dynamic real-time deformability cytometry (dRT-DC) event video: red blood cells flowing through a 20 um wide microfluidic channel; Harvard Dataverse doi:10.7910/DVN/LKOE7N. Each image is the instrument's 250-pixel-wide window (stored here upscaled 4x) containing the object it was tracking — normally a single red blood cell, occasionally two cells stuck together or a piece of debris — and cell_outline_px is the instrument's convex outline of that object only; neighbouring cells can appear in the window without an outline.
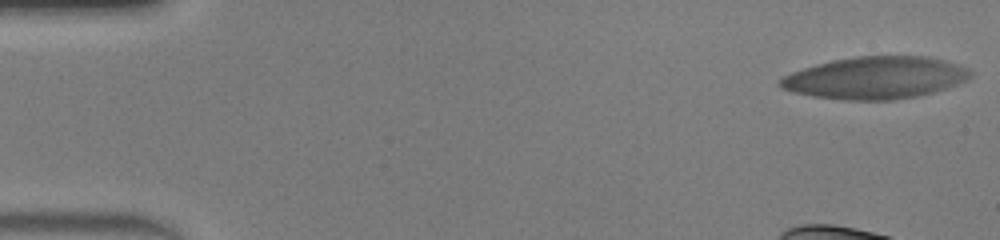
{"species": "human", "species_latin": "Homo sapiens", "temperature_condition": "warm", "stored_images_in_passage": 42, "camera_frame_rate_fps": 3000, "um_per_image_px": 0.085, "donor": {"sex": "male"}, "frame": {"image": 1, "passage_image": 1, "time_ms": 0.0, "image_size_px": [1000, 240], "cell_outline_px": [[972, 76], [968, 80], [948, 88], [916, 96], [892, 100], [844, 100], [812, 96], [792, 92], [780, 88], [776, 84], [776, 80], [792, 72], [816, 64], [832, 60], [856, 56], [928, 56], [944, 60], [968, 68], [972, 72]], "centroid_in_image_um": [74.39, 6.61], "position_along_channel_um": 10.6, "area_um2": 47.11}}